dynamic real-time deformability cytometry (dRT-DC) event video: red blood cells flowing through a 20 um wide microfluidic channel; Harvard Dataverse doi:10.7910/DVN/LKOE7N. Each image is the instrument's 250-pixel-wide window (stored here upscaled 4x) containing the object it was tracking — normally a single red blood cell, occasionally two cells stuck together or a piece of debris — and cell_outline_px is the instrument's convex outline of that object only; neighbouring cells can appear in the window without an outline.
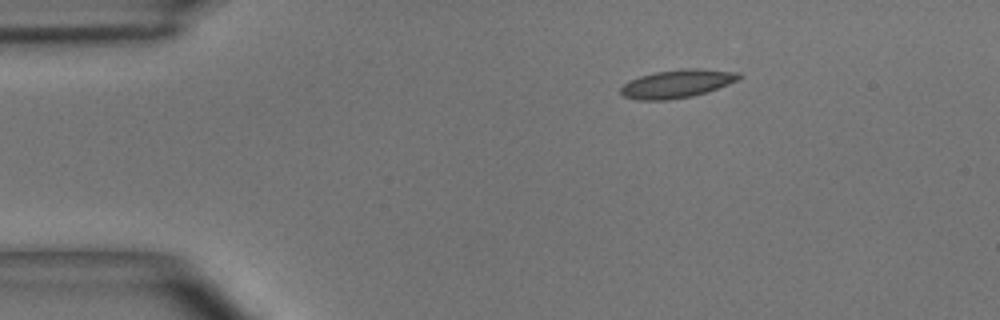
{"species": "common noctule bat (a hibernating species)", "species_latin": "Nyctalus noctula", "temperature_condition": "room temperature", "stored_images_in_passage": 43, "camera_frame_rate_fps": 3000, "um_per_image_px": 0.085, "animal": {"sex": "male", "body_mass_g": 15.6}, "frame": {"image": 1, "passage_image": 1, "time_ms": 0.0, "image_size_px": [1000, 320], "cell_outline_px": [[744, 76], [740, 80], [692, 96], [668, 100], [636, 100], [624, 96], [620, 92], [620, 88], [628, 80], [640, 76], [656, 72], [684, 68], [700, 68], [740, 72]], "centroid_in_image_um": [57.57, 7.1], "position_along_channel_um": 27.4, "area_um2": 19.54}}
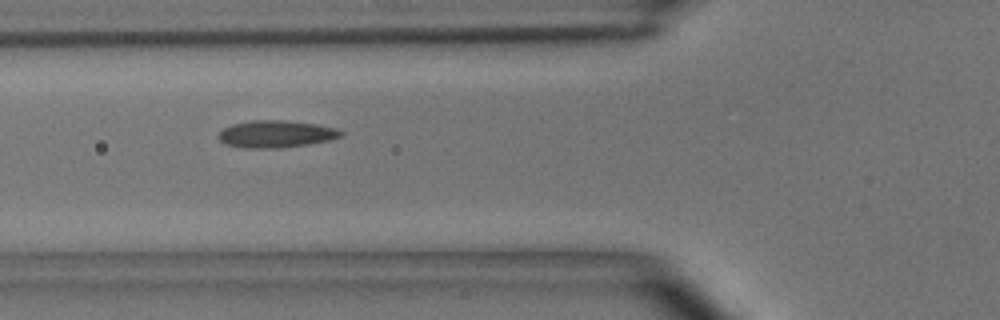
{"frame": {"image": 2, "passage_image": 11, "time_ms": 3.333, "image_size_px": [1000, 320], "cell_outline_px": [[344, 136], [328, 140], [308, 144], [280, 148], [240, 148], [224, 144], [216, 136], [224, 128], [232, 124], [252, 120], [284, 120], [316, 124], [340, 128], [344, 132]], "centroid_in_image_um": [23.47, 11.39], "position_along_channel_um": 102.3, "area_um2": 19.65}}
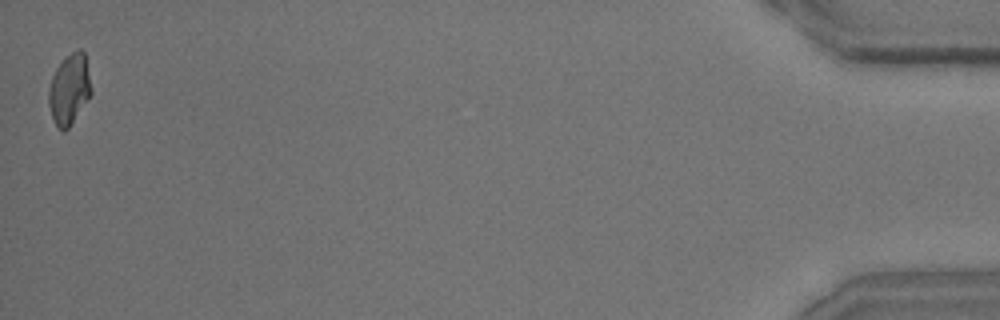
{"frame": {"image": 3, "passage_image": 43, "time_ms": 14.0, "image_size_px": [1000, 320], "cell_outline_px": [[92, 92], [68, 128], [64, 132], [56, 124], [52, 116], [48, 104], [48, 88], [52, 76], [56, 68], [72, 52], [80, 48], [84, 52]], "centroid_in_image_um": [5.87, 7.58], "position_along_channel_um": 429.3, "area_um2": 16.99}, "authors_computed_cell_mechanics": {"area_um2": 18.2648, "velocity_mm_per_s": 3.9224, "shape_relaxation_time_tau1_ms": 5.2175, "shape_relaxation_time_tau2_ms": 1.9299, "deformation_change_tau1": 0.1568, "deformation_change_tau2": 0.0767}}